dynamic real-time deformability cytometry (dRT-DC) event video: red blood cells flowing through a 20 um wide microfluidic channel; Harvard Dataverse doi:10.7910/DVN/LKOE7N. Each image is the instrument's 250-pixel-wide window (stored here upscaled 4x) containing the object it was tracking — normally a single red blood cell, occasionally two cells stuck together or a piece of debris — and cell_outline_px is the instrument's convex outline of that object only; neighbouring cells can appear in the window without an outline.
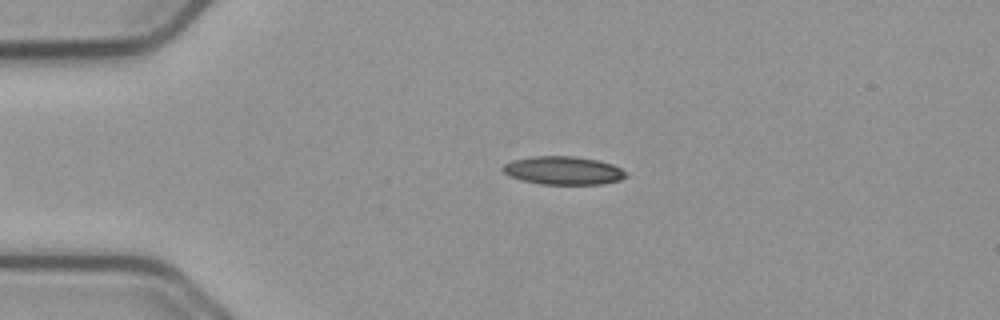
{"species": "common noctule bat (a hibernating species)", "species_latin": "Nyctalus noctula", "temperature_condition": "cold", "stored_images_in_passage": 48, "camera_frame_rate_fps": 3000, "um_per_image_px": 0.085, "animal": {"sex": "male", "body_mass_g": 23.1, "forearm_length_mm": 52.7}, "frame": {"image": 1, "passage_image": 12, "time_ms": 3.667, "image_size_px": [1000, 320], "cell_outline_px": [[628, 176], [620, 180], [600, 184], [540, 184], [508, 176], [500, 168], [504, 164], [512, 160], [532, 156], [572, 156], [596, 160], [612, 164], [628, 172]], "centroid_in_image_um": [47.87, 14.49], "position_along_channel_um": 37.1, "area_um2": 20.29}}
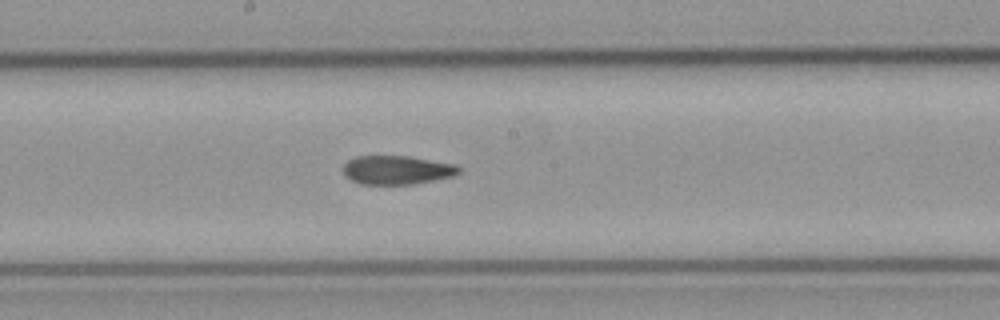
{"frame": {"image": 2, "passage_image": 29, "time_ms": 9.333, "image_size_px": [1000, 320], "cell_outline_px": [[460, 172], [452, 176], [412, 184], [360, 184], [344, 176], [344, 164], [348, 160], [356, 156], [408, 156], [456, 164], [460, 168]], "centroid_in_image_um": [33.72, 14.44], "position_along_channel_um": 214.5, "area_um2": 19.31}}
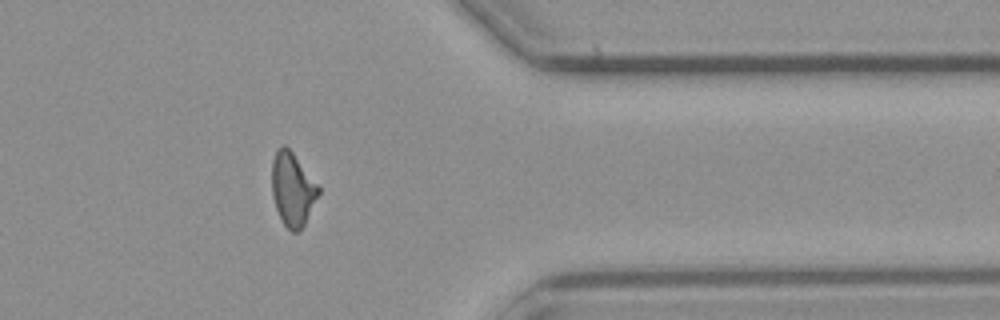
{"frame": {"image": 3, "passage_image": 44, "time_ms": 14.333, "image_size_px": [1000, 320], "cell_outline_px": [[320, 192], [304, 224], [296, 232], [292, 232], [284, 224], [276, 208], [272, 196], [272, 160], [276, 148], [284, 144], [292, 152], [320, 188]], "centroid_in_image_um": [24.84, 16.05], "position_along_channel_um": 386.6, "area_um2": 19.59}, "authors_computed_cell_mechanics": {"area_um2": 19.8832, "velocity_mm_per_s": 3.7566, "shape_relaxation_time_tau1_ms": null, "shape_relaxation_time_tau2_ms": 3.9957, "deformation_change_tau1": null, "deformation_change_tau2": 0.1309}}